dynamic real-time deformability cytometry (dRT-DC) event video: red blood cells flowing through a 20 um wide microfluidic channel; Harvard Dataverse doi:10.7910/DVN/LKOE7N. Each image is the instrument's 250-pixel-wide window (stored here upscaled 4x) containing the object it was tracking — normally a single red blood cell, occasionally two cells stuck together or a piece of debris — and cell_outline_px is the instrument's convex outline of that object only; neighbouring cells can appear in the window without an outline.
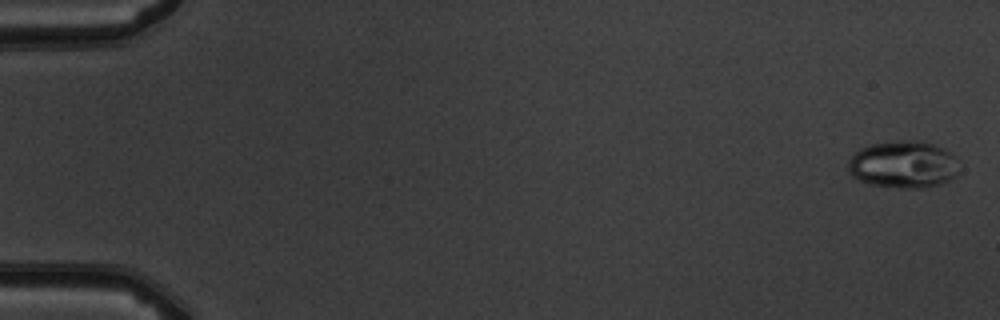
{"species": "common noctule bat (a hibernating species)", "species_latin": "Nyctalus noctula", "temperature_condition": "warm", "stored_images_in_passage": 4, "camera_frame_rate_fps": 3000, "um_per_image_px": 0.085, "animal": {"sex": "male", "body_mass_g": 19.5, "forearm_length_mm": 54.6}, "frame": {"image": 1, "passage_image": 1, "time_ms": 0.0, "image_size_px": [1000, 320], "cell_outline_px": [[960, 172], [956, 176], [948, 180], [936, 184], [920, 188], [904, 188], [868, 184], [852, 176], [848, 172], [848, 160], [860, 148], [872, 144], [900, 140], [916, 140], [932, 144], [944, 148], [952, 156]], "centroid_in_image_um": [76.74, 13.98], "position_along_channel_um": 8.3, "area_um2": 30.29}}